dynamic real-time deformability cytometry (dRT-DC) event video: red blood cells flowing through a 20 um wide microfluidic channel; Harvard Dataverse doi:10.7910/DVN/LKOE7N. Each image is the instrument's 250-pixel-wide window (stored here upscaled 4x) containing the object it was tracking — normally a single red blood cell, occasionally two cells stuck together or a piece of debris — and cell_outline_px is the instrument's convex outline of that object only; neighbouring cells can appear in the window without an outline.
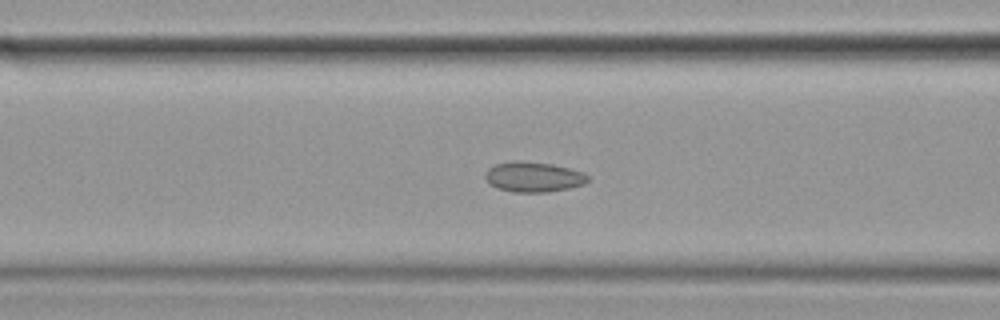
{"species": "common noctule bat (a hibernating species)", "species_latin": "Nyctalus noctula", "temperature_condition": "cold", "stored_images_in_passage": 58, "camera_frame_rate_fps": 3000, "um_per_image_px": 0.085, "animal": {"sex": "female", "body_mass_g": 19.9}, "frame": {"image": 1, "passage_image": 22, "time_ms": 7.0, "image_size_px": [1000, 320], "cell_outline_px": [[588, 180], [584, 184], [568, 188], [544, 192], [512, 192], [496, 188], [488, 184], [484, 176], [484, 172], [488, 168], [496, 164], [512, 160], [516, 160], [552, 164], [584, 172], [588, 176]], "centroid_in_image_um": [45.28, 15.03], "position_along_channel_um": 121.3, "area_um2": 18.15}}
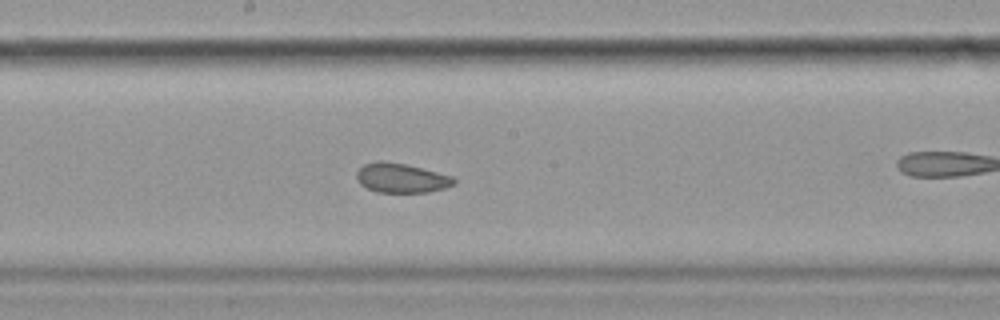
{"frame": {"image": 2, "passage_image": 30, "time_ms": 9.667, "image_size_px": [1000, 320], "cell_outline_px": [[456, 184], [444, 188], [428, 192], [376, 192], [360, 184], [356, 176], [356, 172], [364, 164], [376, 160], [380, 160], [404, 164], [452, 176], [456, 180]], "centroid_in_image_um": [34.09, 15.13], "position_along_channel_um": 214.1, "area_um2": 16.59}}
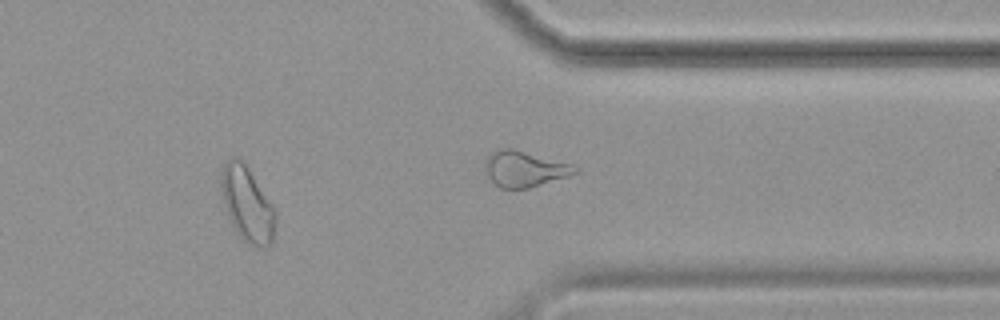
{"frame": {"image": 3, "passage_image": 47, "time_ms": 15.333, "image_size_px": [1000, 320], "cell_outline_px": [[276, 224], [272, 244], [268, 248], [256, 248], [248, 244], [240, 236], [232, 224], [228, 216], [220, 184], [220, 176], [224, 164], [232, 156], [240, 160], [248, 168], [276, 212]], "centroid_in_image_um": [21.03, 17.42], "position_along_channel_um": 390.4, "area_um2": 23.47}, "authors_computed_cell_mechanics": {"area_um2": 19.4786, "velocity_mm_per_s": 3.4942, "shape_relaxation_time_tau1_ms": null, "shape_relaxation_time_tau2_ms": 3.1801, "deformation_change_tau1": null, "deformation_change_tau2": 0.0736}}